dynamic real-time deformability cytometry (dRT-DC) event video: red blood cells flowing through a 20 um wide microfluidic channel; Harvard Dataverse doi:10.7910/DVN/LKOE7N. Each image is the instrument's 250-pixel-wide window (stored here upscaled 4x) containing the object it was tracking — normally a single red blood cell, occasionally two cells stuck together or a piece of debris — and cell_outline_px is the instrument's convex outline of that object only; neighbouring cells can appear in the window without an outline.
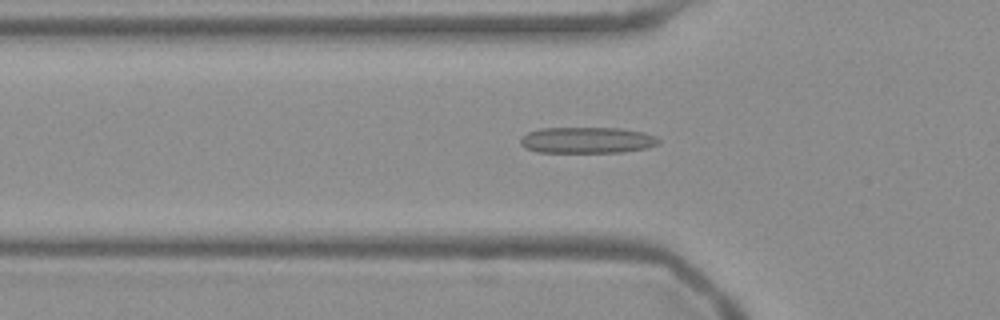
{"species": "Egyptian fruit bat (a non-hibernating species)", "species_latin": "Rousettus aegyptiacus", "temperature_condition": "warm", "stored_images_in_passage": 23, "camera_frame_rate_fps": 3000, "um_per_image_px": 0.085, "frame": {"image": 1, "passage_image": 17, "time_ms": 5.333, "image_size_px": [1000, 320], "cell_outline_px": [[660, 144], [648, 148], [624, 152], [536, 152], [524, 148], [520, 144], [520, 140], [528, 132], [540, 128], [620, 128], [644, 132], [656, 136], [660, 140]], "centroid_in_image_um": [49.93, 11.92], "position_along_channel_um": 75.9, "area_um2": 21.27}}
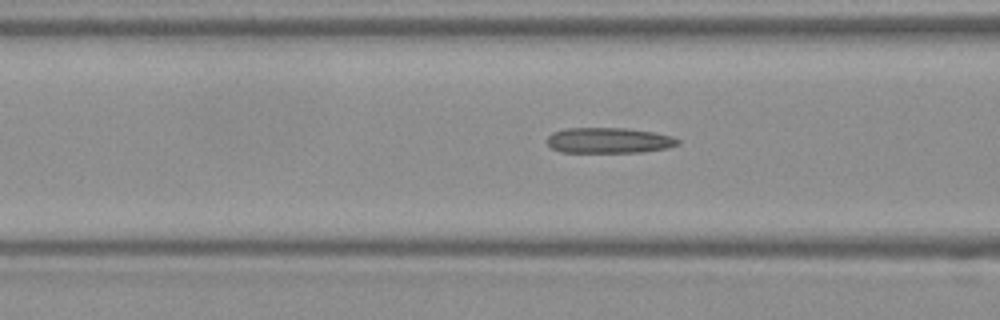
{"frame": {"image": 2, "passage_image": 20, "time_ms": 6.333, "image_size_px": [1000, 320], "cell_outline_px": [[680, 144], [668, 148], [640, 152], [560, 152], [552, 148], [548, 144], [548, 136], [552, 132], [568, 128], [628, 128], [652, 132], [672, 136], [680, 140]], "centroid_in_image_um": [51.77, 11.93], "position_along_channel_um": 114.8, "area_um2": 19.48}}
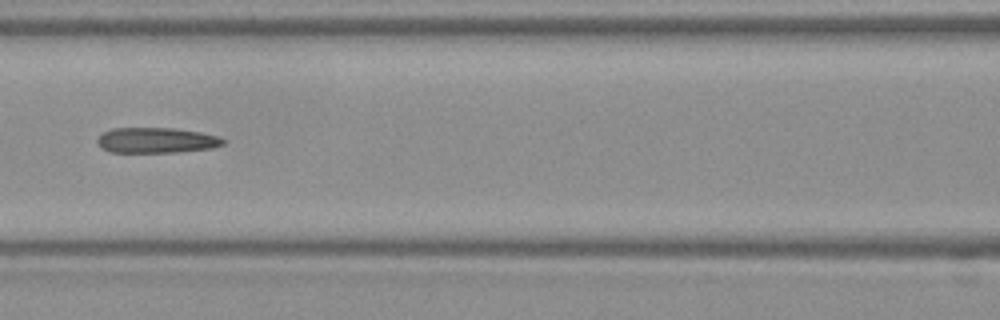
{"frame": {"image": 3, "passage_image": 23, "time_ms": 7.333, "image_size_px": [1000, 320], "cell_outline_px": [[228, 140], [224, 144], [212, 148], [176, 152], [108, 152], [100, 148], [96, 140], [104, 132], [112, 128], [176, 128], [200, 132], [216, 136]], "centroid_in_image_um": [13.29, 11.92], "position_along_channel_um": 153.3, "area_um2": 18.73}}